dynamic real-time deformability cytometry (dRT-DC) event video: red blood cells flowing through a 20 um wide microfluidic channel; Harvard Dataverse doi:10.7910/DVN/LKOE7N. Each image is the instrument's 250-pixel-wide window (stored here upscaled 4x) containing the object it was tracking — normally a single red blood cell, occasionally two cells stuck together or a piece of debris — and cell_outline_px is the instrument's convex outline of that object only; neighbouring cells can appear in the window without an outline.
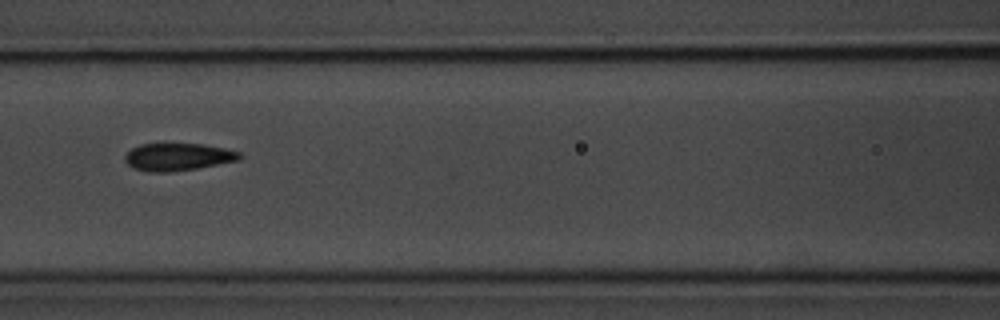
{"species": "common noctule bat (a hibernating species)", "species_latin": "Nyctalus noctula", "temperature_condition": "room temperature", "stored_images_in_passage": 7, "camera_frame_rate_fps": 3000, "um_per_image_px": 0.085, "animal": {"sex": "male", "body_mass_g": 20.1, "forearm_length_mm": 53.5}, "frame": {"image": 1, "passage_image": 4, "time_ms": 3.333, "image_size_px": [1000, 320], "cell_outline_px": [[244, 156], [240, 160], [196, 168], [168, 172], [148, 172], [136, 168], [128, 164], [124, 160], [124, 156], [132, 148], [140, 144], [164, 140], [204, 144], [224, 148], [240, 152]], "centroid_in_image_um": [15.11, 13.27], "position_along_channel_um": 151.5, "area_um2": 19.19}}
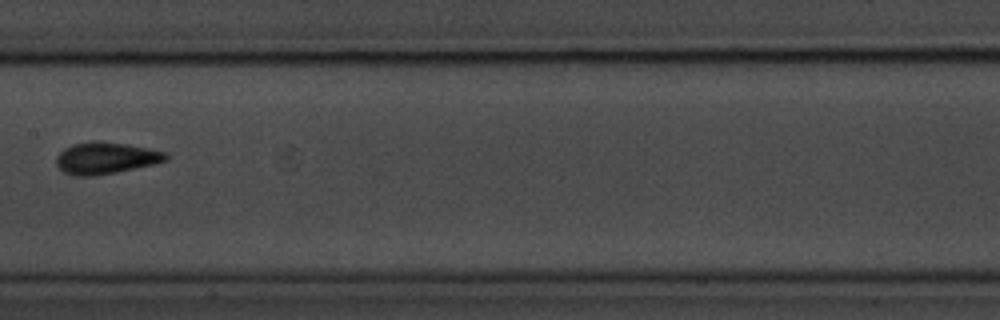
{"frame": {"image": 2, "passage_image": 5, "time_ms": 4.667, "image_size_px": [1000, 320], "cell_outline_px": [[168, 160], [156, 164], [96, 176], [72, 176], [64, 172], [56, 164], [56, 156], [64, 148], [72, 144], [92, 140], [100, 140], [148, 148], [164, 152], [168, 156]], "centroid_in_image_um": [8.97, 13.43], "position_along_channel_um": 198.4, "area_um2": 20.46}}
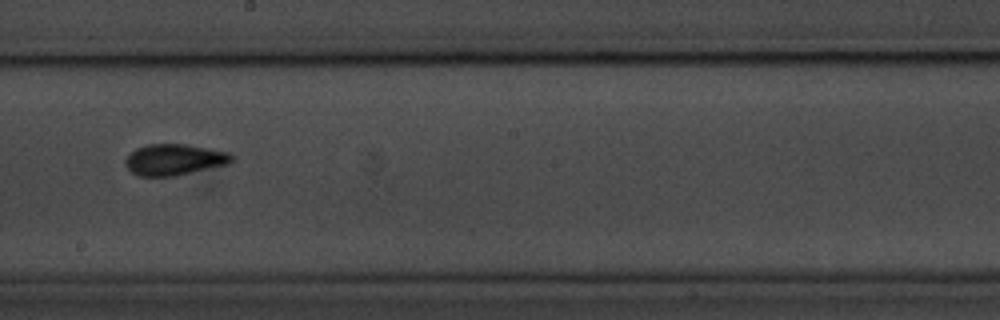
{"frame": {"image": 3, "passage_image": 6, "time_ms": 5.667, "image_size_px": [1000, 320], "cell_outline_px": [[232, 160], [228, 164], [176, 176], [136, 176], [124, 164], [124, 160], [136, 148], [148, 144], [184, 144], [228, 152], [232, 156]], "centroid_in_image_um": [14.78, 13.58], "position_along_channel_um": 233.4, "area_um2": 19.19}}